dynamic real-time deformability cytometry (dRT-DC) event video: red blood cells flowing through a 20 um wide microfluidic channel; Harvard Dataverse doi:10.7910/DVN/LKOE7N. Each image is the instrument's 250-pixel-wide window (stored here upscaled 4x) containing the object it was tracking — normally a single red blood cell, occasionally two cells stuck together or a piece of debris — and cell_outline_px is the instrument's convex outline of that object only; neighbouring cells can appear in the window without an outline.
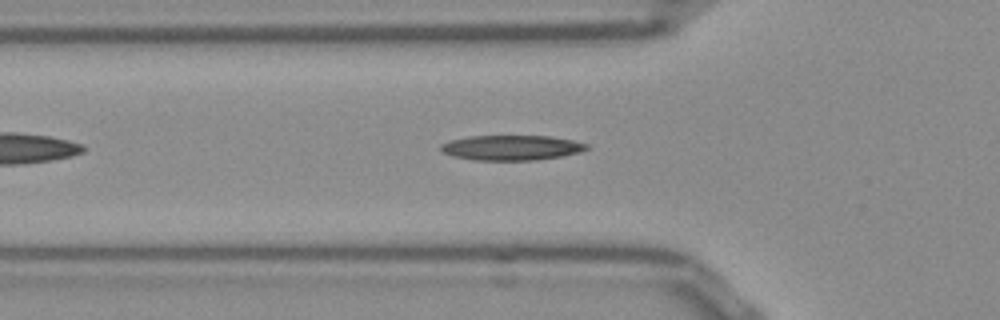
{"species": "Egyptian fruit bat (a non-hibernating species)", "species_latin": "Rousettus aegyptiacus", "temperature_condition": "room temperature", "stored_images_in_passage": 39, "camera_frame_rate_fps": 3000, "um_per_image_px": 0.085, "frame": {"image": 1, "passage_image": 8, "time_ms": 2.333, "image_size_px": [1000, 320], "cell_outline_px": [[588, 148], [580, 152], [560, 156], [536, 160], [472, 160], [452, 156], [440, 152], [440, 144], [448, 140], [468, 136], [548, 136], [572, 140], [588, 144]], "centroid_in_image_um": [43.4, 12.55], "position_along_channel_um": 82.4, "area_um2": 21.39}}
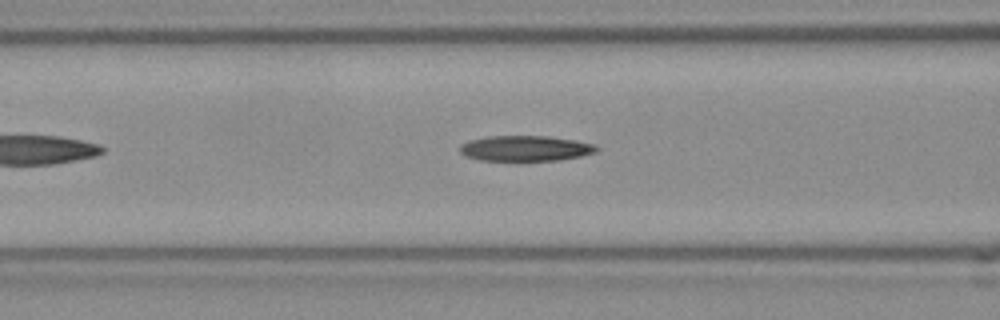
{"frame": {"image": 2, "passage_image": 11, "time_ms": 3.333, "image_size_px": [1000, 320], "cell_outline_px": [[600, 148], [596, 152], [580, 156], [560, 160], [480, 160], [464, 156], [460, 152], [460, 144], [468, 140], [488, 136], [548, 136], [576, 140], [592, 144]], "centroid_in_image_um": [44.63, 12.6], "position_along_channel_um": 122.0, "area_um2": 20.29}}
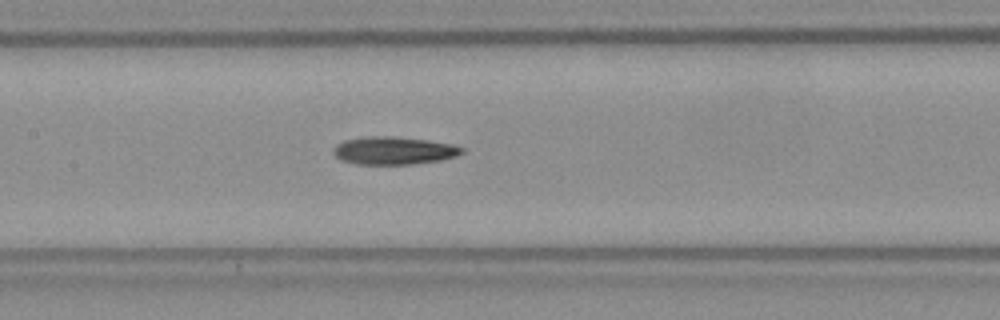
{"frame": {"image": 3, "passage_image": 15, "time_ms": 4.667, "image_size_px": [1000, 320], "cell_outline_px": [[464, 152], [456, 156], [440, 160], [412, 164], [356, 164], [340, 160], [332, 152], [332, 148], [336, 144], [344, 140], [368, 136], [392, 136], [428, 140], [452, 144], [464, 148]], "centroid_in_image_um": [33.44, 12.8], "position_along_channel_um": 174.0, "area_um2": 20.92}, "authors_computed_cell_mechanics": {"area_um2": 20.4034, "velocity_mm_per_s": 3.8765, "shape_relaxation_time_tau1_ms": 9.7162, "shape_relaxation_time_tau2_ms": null, "deformation_change_tau1": 0.2323, "deformation_change_tau2": null}}